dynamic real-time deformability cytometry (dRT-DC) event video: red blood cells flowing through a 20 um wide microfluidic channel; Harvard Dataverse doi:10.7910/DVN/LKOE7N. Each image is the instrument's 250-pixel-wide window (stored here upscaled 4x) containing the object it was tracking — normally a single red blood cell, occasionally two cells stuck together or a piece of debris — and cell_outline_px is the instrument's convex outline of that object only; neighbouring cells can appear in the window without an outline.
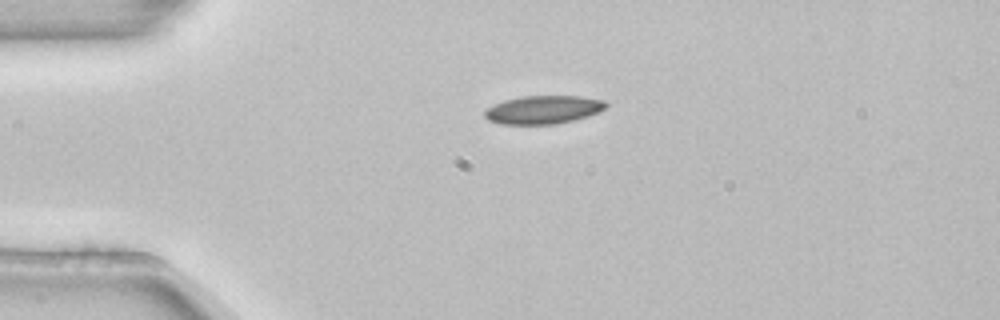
{"species": "common noctule bat (a hibernating species)", "species_latin": "Nyctalus noctula", "temperature_condition": "room temperature", "stored_images_in_passage": 1, "camera_frame_rate_fps": 3000, "um_per_image_px": 0.085, "animal": {"sex": "female", "body_mass_g": 22.7, "forearm_length_mm": 54.2}, "frame": {"image": 1, "passage_image": 1, "time_ms": 0.0, "image_size_px": [1000, 320], "cell_outline_px": [[608, 104], [600, 112], [588, 116], [556, 124], [500, 124], [488, 120], [484, 116], [484, 108], [504, 100], [524, 96], [580, 96], [604, 100]], "centroid_in_image_um": [46.15, 9.32], "position_along_channel_um": 38.8, "area_um2": 20.06}}